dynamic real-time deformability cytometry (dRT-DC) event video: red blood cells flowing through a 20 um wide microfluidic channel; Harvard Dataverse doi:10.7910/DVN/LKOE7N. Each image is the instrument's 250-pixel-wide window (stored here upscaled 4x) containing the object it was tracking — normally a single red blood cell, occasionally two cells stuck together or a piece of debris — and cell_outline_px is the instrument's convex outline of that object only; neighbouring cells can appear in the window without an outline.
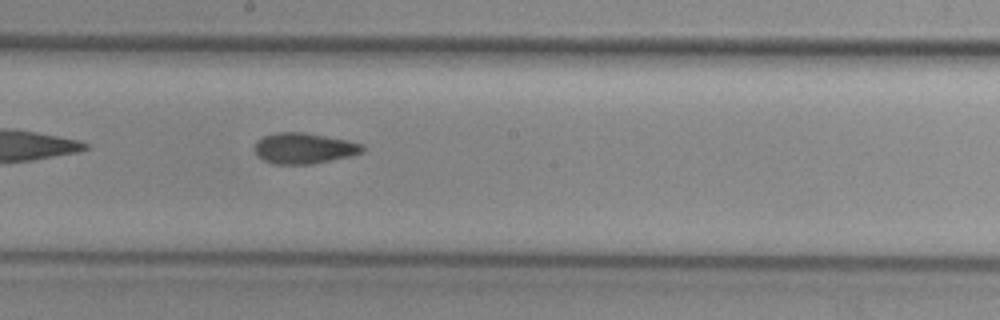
{"species": "common noctule bat (a hibernating species)", "species_latin": "Nyctalus noctula", "temperature_condition": "cold", "stored_images_in_passage": 6, "camera_frame_rate_fps": 3000, "um_per_image_px": 0.085, "animal": {"sex": "female", "body_mass_g": 29.2, "forearm_length_mm": 56.3}, "frame": {"image": 1, "passage_image": 6, "time_ms": 1.667, "image_size_px": [1000, 320], "cell_outline_px": [[364, 152], [352, 156], [312, 164], [272, 164], [256, 156], [252, 148], [256, 140], [264, 136], [276, 132], [304, 132], [348, 140], [364, 144]], "centroid_in_image_um": [25.82, 12.6], "position_along_channel_um": 222.4, "area_um2": 19.77}}